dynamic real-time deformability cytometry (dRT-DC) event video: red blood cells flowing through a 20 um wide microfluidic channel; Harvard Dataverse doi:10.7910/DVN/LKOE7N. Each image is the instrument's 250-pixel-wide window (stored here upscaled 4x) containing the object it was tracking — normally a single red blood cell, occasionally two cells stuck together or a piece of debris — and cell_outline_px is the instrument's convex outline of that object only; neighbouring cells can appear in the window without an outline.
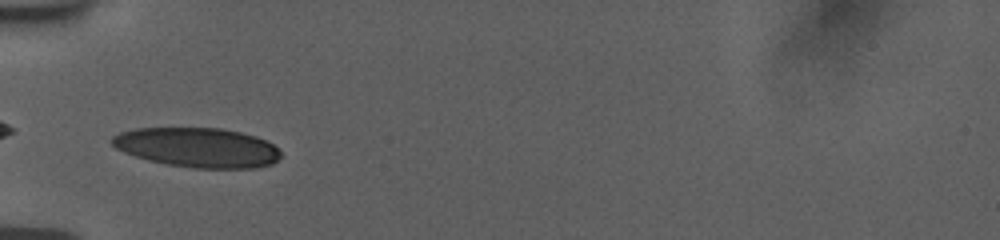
{"species": "human", "species_latin": "Homo sapiens", "temperature_condition": "room temperature", "stored_images_in_passage": 36, "camera_frame_rate_fps": 3000, "um_per_image_px": 0.085, "donor": {"sex": "female"}, "frame": {"image": 1, "passage_image": 1, "time_ms": 0.0, "image_size_px": [1000, 240], "cell_outline_px": [[280, 156], [272, 164], [252, 168], [196, 168], [168, 164], [148, 160], [124, 152], [116, 148], [108, 140], [112, 136], [120, 132], [136, 128], [220, 128], [240, 132], [256, 136], [272, 144], [280, 152]], "centroid_in_image_um": [16.75, 12.53], "position_along_channel_um": 68.2, "area_um2": 38.78}}
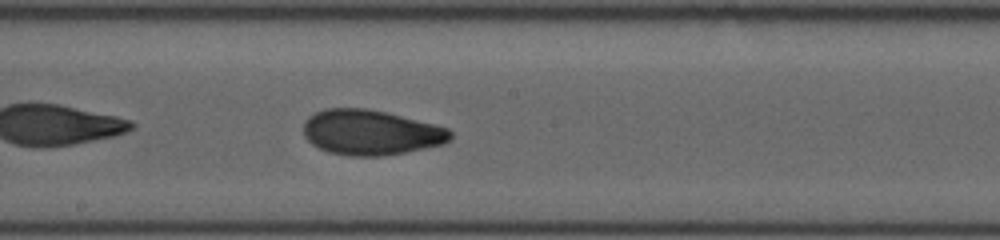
{"frame": {"image": 2, "passage_image": 13, "time_ms": 4.0, "image_size_px": [1000, 240], "cell_outline_px": [[452, 140], [444, 144], [404, 152], [380, 156], [348, 156], [328, 152], [312, 144], [304, 136], [304, 120], [308, 116], [324, 108], [368, 108], [448, 128], [452, 132]], "centroid_in_image_um": [31.49, 11.26], "position_along_channel_um": 216.7, "area_um2": 38.55}}
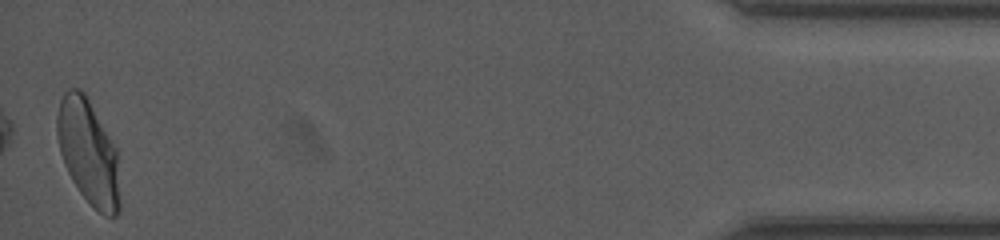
{"frame": {"image": 3, "passage_image": 36, "time_ms": 11.667, "image_size_px": [1000, 240], "cell_outline_px": [[120, 212], [116, 216], [104, 216], [80, 192], [72, 180], [64, 164], [60, 152], [56, 136], [56, 116], [60, 100], [64, 92], [68, 88], [80, 88], [84, 92], [116, 148], [120, 200]], "centroid_in_image_um": [7.49, 12.92], "position_along_channel_um": 427.7, "area_um2": 38.21}, "authors_computed_cell_mechanics": {"area_um2": 38.0035, "velocity_mm_per_s": 3.7704, "shape_relaxation_time_tau1_ms": 5.7287, "shape_relaxation_time_tau2_ms": 1.3206, "deformation_change_tau1": 0.1704, "deformation_change_tau2": 0.0584}}